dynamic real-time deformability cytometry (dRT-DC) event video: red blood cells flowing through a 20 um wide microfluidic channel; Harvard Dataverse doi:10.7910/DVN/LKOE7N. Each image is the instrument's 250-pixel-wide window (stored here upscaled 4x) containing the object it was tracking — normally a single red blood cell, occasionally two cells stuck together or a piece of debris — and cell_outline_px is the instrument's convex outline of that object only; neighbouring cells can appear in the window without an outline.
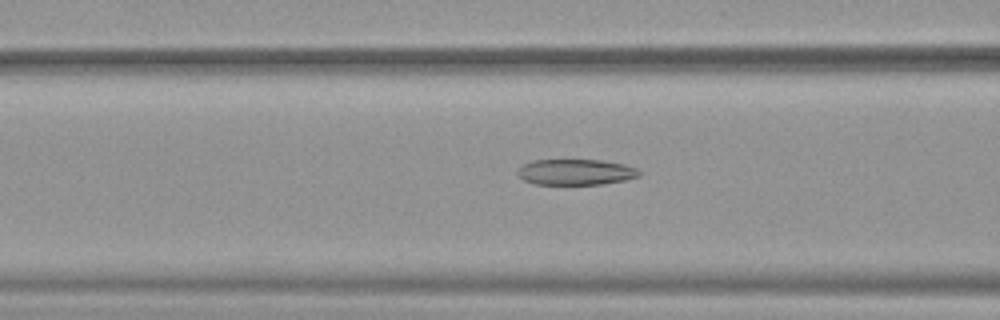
{"species": "common noctule bat (a hibernating species)", "species_latin": "Nyctalus noctula", "temperature_condition": "warm", "stored_images_in_passage": 49, "camera_frame_rate_fps": 3000, "um_per_image_px": 0.085, "animal": {"sex": "female", "body_mass_g": 19.9}, "frame": {"image": 1, "passage_image": 18, "time_ms": 5.667, "image_size_px": [1000, 320], "cell_outline_px": [[640, 176], [624, 180], [604, 184], [536, 184], [524, 180], [516, 172], [524, 164], [532, 160], [600, 160], [624, 164], [636, 168], [640, 172]], "centroid_in_image_um": [48.95, 14.62], "position_along_channel_um": 117.7, "area_um2": 18.15}}
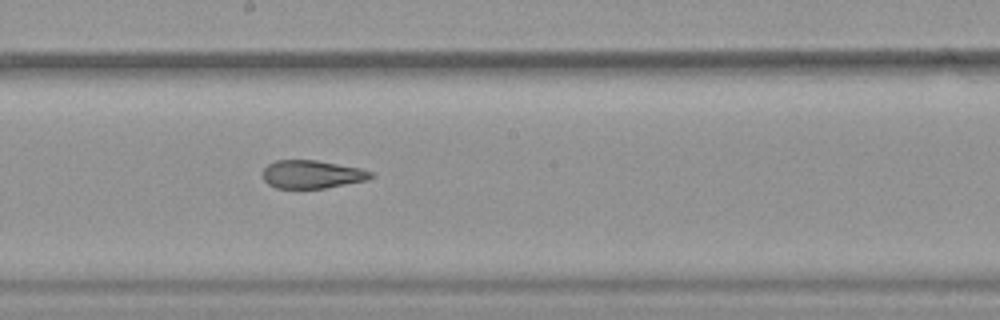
{"frame": {"image": 2, "passage_image": 26, "time_ms": 8.333, "image_size_px": [1000, 320], "cell_outline_px": [[376, 176], [368, 180], [324, 188], [276, 188], [268, 184], [264, 180], [264, 168], [268, 164], [276, 160], [316, 160], [360, 168], [372, 172]], "centroid_in_image_um": [26.54, 14.82], "position_along_channel_um": 221.7, "area_um2": 17.69}}
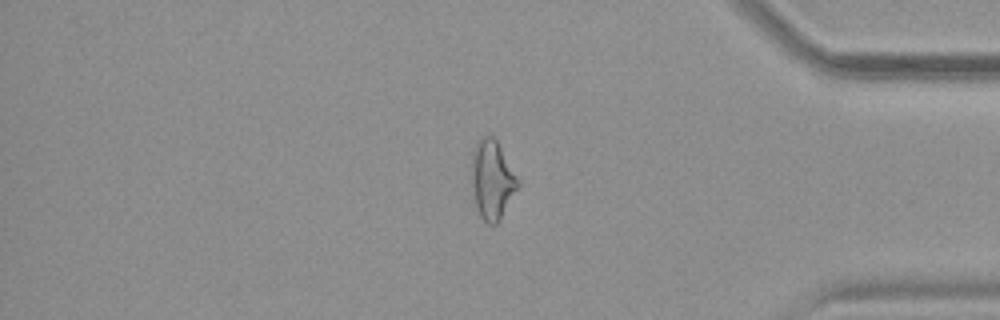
{"frame": {"image": 3, "passage_image": 41, "time_ms": 13.333, "image_size_px": [1000, 320], "cell_outline_px": [[520, 184], [496, 224], [488, 224], [480, 216], [476, 208], [472, 184], [472, 148], [476, 140], [484, 136], [492, 136], [496, 140], [520, 180]], "centroid_in_image_um": [41.82, 15.24], "position_along_channel_um": 393.4, "area_um2": 21.1}, "authors_computed_cell_mechanics": {"area_um2": 21.097, "velocity_mm_per_s": 3.9122, "shape_relaxation_time_tau1_ms": null, "shape_relaxation_time_tau2_ms": 1.7524, "deformation_change_tau1": null, "deformation_change_tau2": 0.1044}}